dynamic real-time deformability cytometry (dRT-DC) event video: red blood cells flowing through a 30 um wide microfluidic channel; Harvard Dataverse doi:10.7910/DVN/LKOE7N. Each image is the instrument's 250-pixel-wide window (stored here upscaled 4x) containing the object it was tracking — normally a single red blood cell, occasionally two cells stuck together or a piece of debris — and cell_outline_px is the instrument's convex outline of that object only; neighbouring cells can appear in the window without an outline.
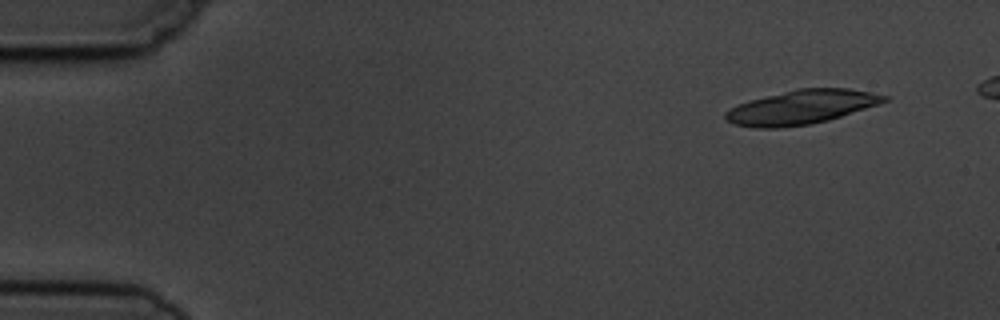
{"species": "common noctule bat (a hibernating species)", "species_latin": "Nyctalus noctula", "temperature_condition": "cold", "stored_images_in_passage": 4, "camera_frame_rate_fps": 3000, "um_per_image_px": 0.085, "animal": {"sex": "male", "body_mass_g": 19.5, "forearm_length_mm": 54.6}, "frame": {"image": 1, "passage_image": 1, "time_ms": 0.0, "image_size_px": [1000, 320], "cell_outline_px": [[892, 96], [888, 100], [880, 104], [828, 120], [808, 124], [776, 128], [756, 128], [736, 124], [728, 120], [724, 116], [724, 112], [748, 100], [796, 88], [848, 88], [872, 92]], "centroid_in_image_um": [68.17, 9.09], "position_along_channel_um": 16.8, "area_um2": 31.5}}